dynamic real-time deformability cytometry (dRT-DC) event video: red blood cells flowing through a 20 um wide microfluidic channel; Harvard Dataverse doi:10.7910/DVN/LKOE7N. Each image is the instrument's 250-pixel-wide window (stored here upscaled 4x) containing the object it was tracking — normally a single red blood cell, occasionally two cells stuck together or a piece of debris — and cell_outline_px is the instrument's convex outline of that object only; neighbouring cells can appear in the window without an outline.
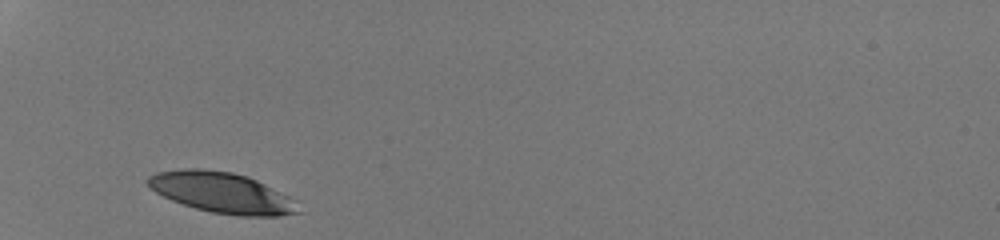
{"species": "human", "species_latin": "Homo sapiens", "temperature_condition": "room temperature", "stored_images_in_passage": 26, "camera_frame_rate_fps": 3000, "um_per_image_px": 0.085, "donor": {"sex": "male"}, "frame": {"image": 1, "passage_image": 1, "time_ms": 0.0, "image_size_px": [1000, 240], "cell_outline_px": [[300, 212], [280, 216], [236, 216], [212, 212], [196, 208], [172, 200], [156, 192], [144, 180], [148, 176], [156, 172], [184, 168], [200, 168], [232, 172], [248, 176], [296, 200]], "centroid_in_image_um": [18.85, 16.37], "position_along_channel_um": 66.2, "area_um2": 35.55}}
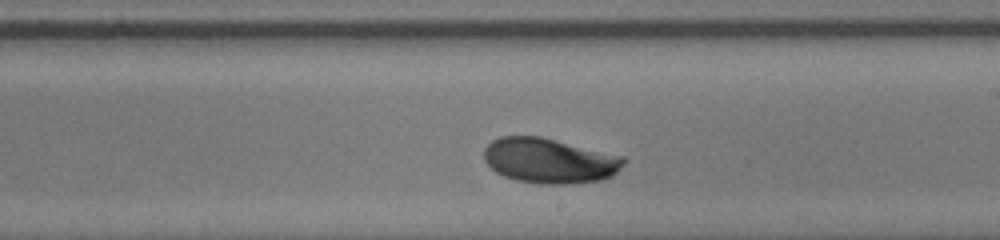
{"frame": {"image": 2, "passage_image": 15, "time_ms": 4.667, "image_size_px": [1000, 240], "cell_outline_px": [[628, 160], [612, 176], [600, 180], [568, 184], [536, 184], [516, 180], [504, 176], [496, 172], [484, 160], [484, 148], [492, 140], [500, 136], [540, 136], [624, 156]], "centroid_in_image_um": [46.71, 13.66], "position_along_channel_um": 242.3, "area_um2": 36.88}}
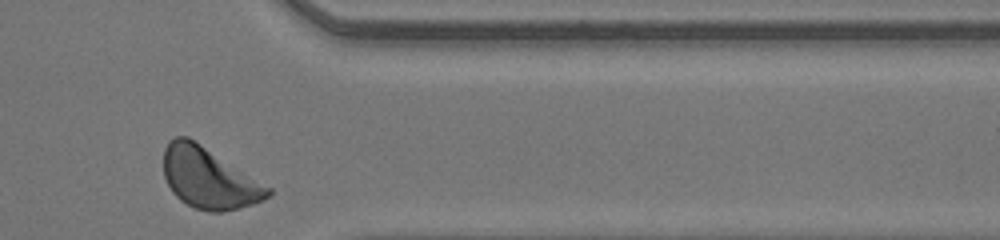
{"frame": {"image": 3, "passage_image": 26, "time_ms": 8.333, "image_size_px": [1000, 240], "cell_outline_px": [[272, 192], [268, 196], [252, 204], [220, 212], [208, 212], [196, 208], [180, 200], [172, 192], [164, 176], [164, 148], [168, 140], [176, 136], [188, 136], [272, 188]], "centroid_in_image_um": [17.72, 15.12], "position_along_channel_um": 393.7, "area_um2": 36.7}, "authors_computed_cell_mechanics": {"area_um2": 35.7782, "velocity_mm_per_s": 4.1885, "shape_relaxation_time_tau1_ms": 3.0815, "shape_relaxation_time_tau2_ms": null, "deformation_change_tau1": 0.1189, "deformation_change_tau2": null}}